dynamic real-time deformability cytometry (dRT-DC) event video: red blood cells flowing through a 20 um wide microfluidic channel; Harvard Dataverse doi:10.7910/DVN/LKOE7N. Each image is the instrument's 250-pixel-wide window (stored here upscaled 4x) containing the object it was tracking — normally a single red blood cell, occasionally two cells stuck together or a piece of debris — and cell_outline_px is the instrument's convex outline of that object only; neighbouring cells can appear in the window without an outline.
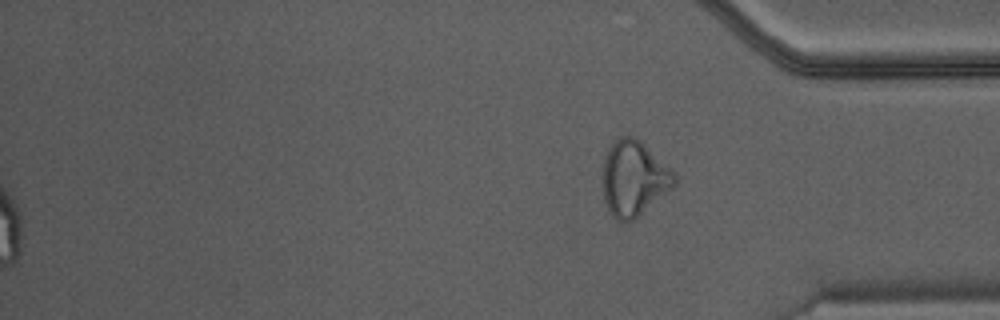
{"species": "Egyptian fruit bat (a non-hibernating species)", "species_latin": "Rousettus aegyptiacus", "temperature_condition": "warm", "stored_images_in_passage": 43, "camera_frame_rate_fps": 3000, "um_per_image_px": 0.085, "animal": {"sex": "male"}, "frame": {"image": 1, "passage_image": 43, "time_ms": 14.0, "image_size_px": [1000, 320], "cell_outline_px": [[676, 184], [672, 188], [628, 224], [616, 220], [612, 216], [604, 200], [604, 156], [608, 148], [620, 136], [632, 136], [640, 140], [672, 168], [676, 172]], "centroid_in_image_um": [53.9, 15.16], "position_along_channel_um": 381.3, "area_um2": 31.44}}